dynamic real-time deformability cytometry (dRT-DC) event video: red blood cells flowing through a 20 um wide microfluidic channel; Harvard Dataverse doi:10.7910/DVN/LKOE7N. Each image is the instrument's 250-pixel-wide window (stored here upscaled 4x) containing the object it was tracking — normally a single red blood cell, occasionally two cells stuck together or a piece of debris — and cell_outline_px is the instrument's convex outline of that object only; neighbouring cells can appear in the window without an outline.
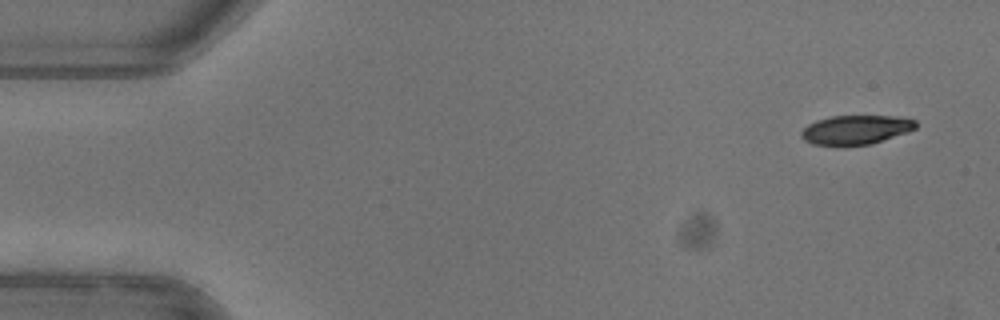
{"species": "common noctule bat (a hibernating species)", "species_latin": "Nyctalus noctula", "temperature_condition": "warm", "stored_images_in_passage": 50, "camera_frame_rate_fps": 3000, "um_per_image_px": 0.085, "animal": {"sex": "female"}, "frame": {"image": 1, "passage_image": 1, "time_ms": 0.0, "image_size_px": [1000, 320], "cell_outline_px": [[916, 128], [908, 132], [872, 144], [812, 144], [804, 140], [800, 136], [800, 132], [808, 124], [816, 120], [832, 116], [896, 116], [916, 120]], "centroid_in_image_um": [72.75, 11.01], "position_along_channel_um": 12.2, "area_um2": 19.25}}
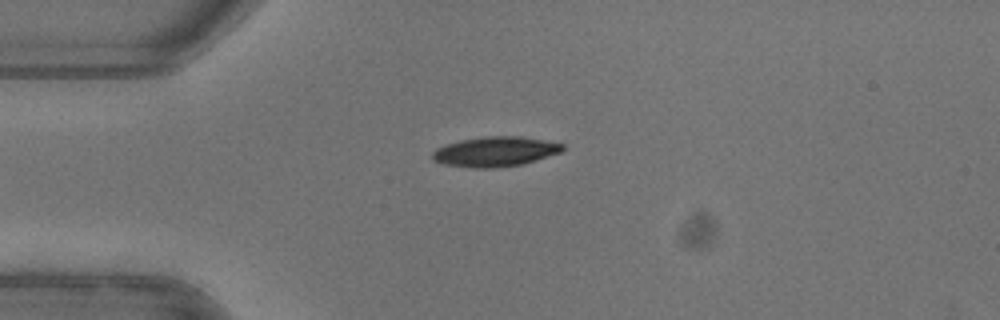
{"frame": {"image": 2, "passage_image": 11, "time_ms": 3.333, "image_size_px": [1000, 320], "cell_outline_px": [[564, 148], [560, 152], [520, 164], [492, 168], [472, 168], [444, 164], [432, 160], [432, 152], [436, 148], [460, 140], [484, 136], [520, 136], [544, 140], [564, 144]], "centroid_in_image_um": [42.04, 12.88], "position_along_channel_um": 43.0, "area_um2": 22.43}}
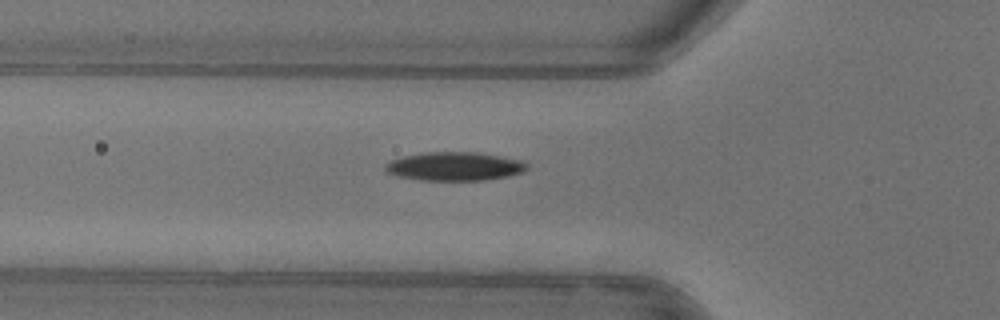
{"frame": {"image": 3, "passage_image": 16, "time_ms": 5.0, "image_size_px": [1000, 320], "cell_outline_px": [[528, 168], [524, 172], [508, 176], [484, 180], [420, 180], [396, 176], [384, 172], [384, 164], [392, 160], [404, 156], [424, 152], [476, 152], [524, 160], [528, 164]], "centroid_in_image_um": [38.64, 14.14], "position_along_channel_um": 87.2, "area_um2": 23.87}, "authors_computed_cell_mechanics": {"area_um2": 22.1374, "velocity_mm_per_s": 3.9829, "shape_relaxation_time_tau1_ms": 4.0968, "shape_relaxation_time_tau2_ms": null, "deformation_change_tau1": 0.1577, "deformation_change_tau2": null}}